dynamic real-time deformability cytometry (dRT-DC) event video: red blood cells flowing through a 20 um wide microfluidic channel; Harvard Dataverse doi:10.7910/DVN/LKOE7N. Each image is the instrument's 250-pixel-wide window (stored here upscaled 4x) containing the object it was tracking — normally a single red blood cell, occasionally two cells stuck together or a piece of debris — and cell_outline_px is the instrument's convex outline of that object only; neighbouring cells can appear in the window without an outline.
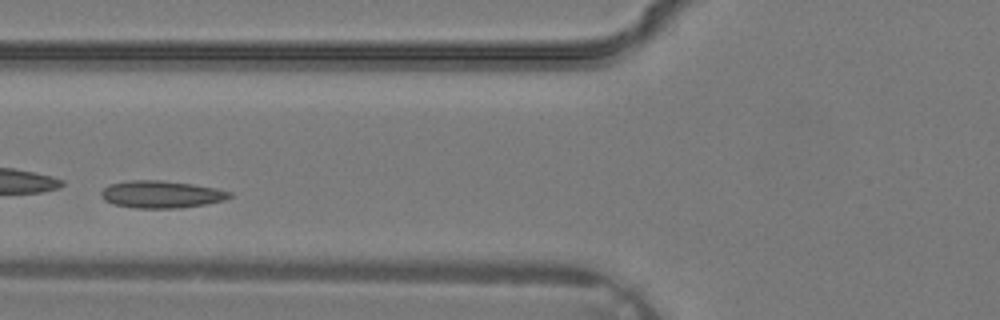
{"species": "common noctule bat (a hibernating species)", "species_latin": "Nyctalus noctula", "temperature_condition": "warm", "stored_images_in_passage": 27, "camera_frame_rate_fps": 3000, "um_per_image_px": 0.085, "animal": {"sex": "male", "body_mass_g": 19.2, "forearm_length_mm": 51.8}, "frame": {"image": 1, "passage_image": 12, "time_ms": 3.667, "image_size_px": [1000, 320], "cell_outline_px": [[232, 196], [224, 200], [204, 204], [180, 208], [136, 208], [112, 204], [104, 200], [100, 196], [100, 192], [108, 184], [128, 180], [160, 180], [192, 184], [216, 188], [232, 192]], "centroid_in_image_um": [13.67, 16.51], "position_along_channel_um": 112.1, "area_um2": 20.52}}
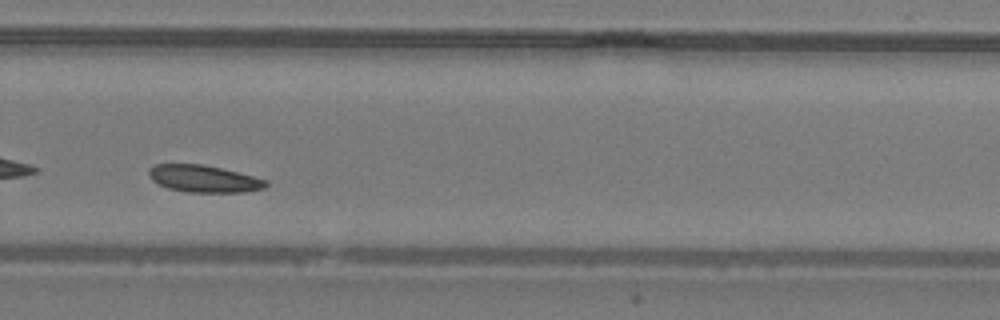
{"frame": {"image": 2, "passage_image": 23, "time_ms": 7.333, "image_size_px": [1000, 320], "cell_outline_px": [[268, 184], [264, 188], [248, 192], [188, 192], [168, 188], [152, 180], [148, 176], [148, 168], [156, 164], [200, 164], [240, 172], [268, 180]], "centroid_in_image_um": [17.34, 15.19], "position_along_channel_um": 312.5, "area_um2": 18.55}}